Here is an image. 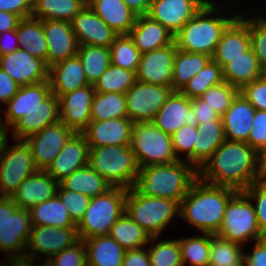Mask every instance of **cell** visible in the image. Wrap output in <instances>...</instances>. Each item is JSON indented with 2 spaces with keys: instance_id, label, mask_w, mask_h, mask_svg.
<instances>
[{
  "instance_id": "cell-34",
  "label": "cell",
  "mask_w": 266,
  "mask_h": 266,
  "mask_svg": "<svg viewBox=\"0 0 266 266\" xmlns=\"http://www.w3.org/2000/svg\"><path fill=\"white\" fill-rule=\"evenodd\" d=\"M19 49L35 58L42 59L47 65L48 47L43 30V21L33 17L22 18L17 25Z\"/></svg>"
},
{
  "instance_id": "cell-68",
  "label": "cell",
  "mask_w": 266,
  "mask_h": 266,
  "mask_svg": "<svg viewBox=\"0 0 266 266\" xmlns=\"http://www.w3.org/2000/svg\"><path fill=\"white\" fill-rule=\"evenodd\" d=\"M261 164H262V167H263L264 171L266 172V149L261 154Z\"/></svg>"
},
{
  "instance_id": "cell-3",
  "label": "cell",
  "mask_w": 266,
  "mask_h": 266,
  "mask_svg": "<svg viewBox=\"0 0 266 266\" xmlns=\"http://www.w3.org/2000/svg\"><path fill=\"white\" fill-rule=\"evenodd\" d=\"M220 9V5L212 0L203 5L174 35L177 49L190 53H203L212 57L224 30L239 15L237 12L232 16H224Z\"/></svg>"
},
{
  "instance_id": "cell-50",
  "label": "cell",
  "mask_w": 266,
  "mask_h": 266,
  "mask_svg": "<svg viewBox=\"0 0 266 266\" xmlns=\"http://www.w3.org/2000/svg\"><path fill=\"white\" fill-rule=\"evenodd\" d=\"M198 134L197 126L185 124L171 136L172 148L178 160H184L194 166V143Z\"/></svg>"
},
{
  "instance_id": "cell-6",
  "label": "cell",
  "mask_w": 266,
  "mask_h": 266,
  "mask_svg": "<svg viewBox=\"0 0 266 266\" xmlns=\"http://www.w3.org/2000/svg\"><path fill=\"white\" fill-rule=\"evenodd\" d=\"M125 212L150 237H160L172 219L180 216V203L171 198L144 196L132 187L127 189Z\"/></svg>"
},
{
  "instance_id": "cell-33",
  "label": "cell",
  "mask_w": 266,
  "mask_h": 266,
  "mask_svg": "<svg viewBox=\"0 0 266 266\" xmlns=\"http://www.w3.org/2000/svg\"><path fill=\"white\" fill-rule=\"evenodd\" d=\"M223 79L239 90L264 75V69L259 65L252 47L242 53L223 68Z\"/></svg>"
},
{
  "instance_id": "cell-12",
  "label": "cell",
  "mask_w": 266,
  "mask_h": 266,
  "mask_svg": "<svg viewBox=\"0 0 266 266\" xmlns=\"http://www.w3.org/2000/svg\"><path fill=\"white\" fill-rule=\"evenodd\" d=\"M79 240L77 226H32L25 255L36 262H42L40 257L44 255L47 261Z\"/></svg>"
},
{
  "instance_id": "cell-18",
  "label": "cell",
  "mask_w": 266,
  "mask_h": 266,
  "mask_svg": "<svg viewBox=\"0 0 266 266\" xmlns=\"http://www.w3.org/2000/svg\"><path fill=\"white\" fill-rule=\"evenodd\" d=\"M0 68L9 74L19 86L48 81L49 68L46 62L21 49L1 55Z\"/></svg>"
},
{
  "instance_id": "cell-61",
  "label": "cell",
  "mask_w": 266,
  "mask_h": 266,
  "mask_svg": "<svg viewBox=\"0 0 266 266\" xmlns=\"http://www.w3.org/2000/svg\"><path fill=\"white\" fill-rule=\"evenodd\" d=\"M122 266H151L147 246L126 250Z\"/></svg>"
},
{
  "instance_id": "cell-30",
  "label": "cell",
  "mask_w": 266,
  "mask_h": 266,
  "mask_svg": "<svg viewBox=\"0 0 266 266\" xmlns=\"http://www.w3.org/2000/svg\"><path fill=\"white\" fill-rule=\"evenodd\" d=\"M129 36L141 54L170 45L174 35L148 15H138Z\"/></svg>"
},
{
  "instance_id": "cell-31",
  "label": "cell",
  "mask_w": 266,
  "mask_h": 266,
  "mask_svg": "<svg viewBox=\"0 0 266 266\" xmlns=\"http://www.w3.org/2000/svg\"><path fill=\"white\" fill-rule=\"evenodd\" d=\"M87 5L118 35L129 34L138 16L123 0H87Z\"/></svg>"
},
{
  "instance_id": "cell-13",
  "label": "cell",
  "mask_w": 266,
  "mask_h": 266,
  "mask_svg": "<svg viewBox=\"0 0 266 266\" xmlns=\"http://www.w3.org/2000/svg\"><path fill=\"white\" fill-rule=\"evenodd\" d=\"M173 92L172 88L136 81L125 93L127 117L133 122H152Z\"/></svg>"
},
{
  "instance_id": "cell-62",
  "label": "cell",
  "mask_w": 266,
  "mask_h": 266,
  "mask_svg": "<svg viewBox=\"0 0 266 266\" xmlns=\"http://www.w3.org/2000/svg\"><path fill=\"white\" fill-rule=\"evenodd\" d=\"M19 49L16 29L0 34V56L10 54Z\"/></svg>"
},
{
  "instance_id": "cell-69",
  "label": "cell",
  "mask_w": 266,
  "mask_h": 266,
  "mask_svg": "<svg viewBox=\"0 0 266 266\" xmlns=\"http://www.w3.org/2000/svg\"><path fill=\"white\" fill-rule=\"evenodd\" d=\"M40 264H38V266H51L49 265L45 260L42 261V263L39 261Z\"/></svg>"
},
{
  "instance_id": "cell-48",
  "label": "cell",
  "mask_w": 266,
  "mask_h": 266,
  "mask_svg": "<svg viewBox=\"0 0 266 266\" xmlns=\"http://www.w3.org/2000/svg\"><path fill=\"white\" fill-rule=\"evenodd\" d=\"M160 237H151L148 248L151 266H183L178 238L172 240H158ZM158 242H155L157 241ZM154 243V244H153Z\"/></svg>"
},
{
  "instance_id": "cell-21",
  "label": "cell",
  "mask_w": 266,
  "mask_h": 266,
  "mask_svg": "<svg viewBox=\"0 0 266 266\" xmlns=\"http://www.w3.org/2000/svg\"><path fill=\"white\" fill-rule=\"evenodd\" d=\"M152 123L165 134L173 135L183 125L197 126L191 108V99L180 91H173L155 115Z\"/></svg>"
},
{
  "instance_id": "cell-27",
  "label": "cell",
  "mask_w": 266,
  "mask_h": 266,
  "mask_svg": "<svg viewBox=\"0 0 266 266\" xmlns=\"http://www.w3.org/2000/svg\"><path fill=\"white\" fill-rule=\"evenodd\" d=\"M59 183L45 170H39L27 177L12 195L18 208L30 210L57 194Z\"/></svg>"
},
{
  "instance_id": "cell-45",
  "label": "cell",
  "mask_w": 266,
  "mask_h": 266,
  "mask_svg": "<svg viewBox=\"0 0 266 266\" xmlns=\"http://www.w3.org/2000/svg\"><path fill=\"white\" fill-rule=\"evenodd\" d=\"M224 82L222 67L212 59L180 91L189 99L202 96L209 88Z\"/></svg>"
},
{
  "instance_id": "cell-20",
  "label": "cell",
  "mask_w": 266,
  "mask_h": 266,
  "mask_svg": "<svg viewBox=\"0 0 266 266\" xmlns=\"http://www.w3.org/2000/svg\"><path fill=\"white\" fill-rule=\"evenodd\" d=\"M43 30L48 47V68L77 55L79 44L70 22L43 20Z\"/></svg>"
},
{
  "instance_id": "cell-38",
  "label": "cell",
  "mask_w": 266,
  "mask_h": 266,
  "mask_svg": "<svg viewBox=\"0 0 266 266\" xmlns=\"http://www.w3.org/2000/svg\"><path fill=\"white\" fill-rule=\"evenodd\" d=\"M86 5L87 0H33L31 17L71 22Z\"/></svg>"
},
{
  "instance_id": "cell-49",
  "label": "cell",
  "mask_w": 266,
  "mask_h": 266,
  "mask_svg": "<svg viewBox=\"0 0 266 266\" xmlns=\"http://www.w3.org/2000/svg\"><path fill=\"white\" fill-rule=\"evenodd\" d=\"M238 94V88L224 81L209 88L200 98L221 117Z\"/></svg>"
},
{
  "instance_id": "cell-22",
  "label": "cell",
  "mask_w": 266,
  "mask_h": 266,
  "mask_svg": "<svg viewBox=\"0 0 266 266\" xmlns=\"http://www.w3.org/2000/svg\"><path fill=\"white\" fill-rule=\"evenodd\" d=\"M133 124L128 117L90 121L82 133L86 137L89 148L130 145Z\"/></svg>"
},
{
  "instance_id": "cell-5",
  "label": "cell",
  "mask_w": 266,
  "mask_h": 266,
  "mask_svg": "<svg viewBox=\"0 0 266 266\" xmlns=\"http://www.w3.org/2000/svg\"><path fill=\"white\" fill-rule=\"evenodd\" d=\"M88 165L112 186L133 187L139 165L130 145L89 148Z\"/></svg>"
},
{
  "instance_id": "cell-10",
  "label": "cell",
  "mask_w": 266,
  "mask_h": 266,
  "mask_svg": "<svg viewBox=\"0 0 266 266\" xmlns=\"http://www.w3.org/2000/svg\"><path fill=\"white\" fill-rule=\"evenodd\" d=\"M8 137L0 146V197H12L27 177L39 171L25 141L10 146Z\"/></svg>"
},
{
  "instance_id": "cell-60",
  "label": "cell",
  "mask_w": 266,
  "mask_h": 266,
  "mask_svg": "<svg viewBox=\"0 0 266 266\" xmlns=\"http://www.w3.org/2000/svg\"><path fill=\"white\" fill-rule=\"evenodd\" d=\"M20 86L0 68V103L7 102L18 92ZM1 105V104H0Z\"/></svg>"
},
{
  "instance_id": "cell-51",
  "label": "cell",
  "mask_w": 266,
  "mask_h": 266,
  "mask_svg": "<svg viewBox=\"0 0 266 266\" xmlns=\"http://www.w3.org/2000/svg\"><path fill=\"white\" fill-rule=\"evenodd\" d=\"M249 31L251 47L259 65L266 68V16L259 15L249 17Z\"/></svg>"
},
{
  "instance_id": "cell-56",
  "label": "cell",
  "mask_w": 266,
  "mask_h": 266,
  "mask_svg": "<svg viewBox=\"0 0 266 266\" xmlns=\"http://www.w3.org/2000/svg\"><path fill=\"white\" fill-rule=\"evenodd\" d=\"M247 143L260 155L266 149V111L256 110Z\"/></svg>"
},
{
  "instance_id": "cell-70",
  "label": "cell",
  "mask_w": 266,
  "mask_h": 266,
  "mask_svg": "<svg viewBox=\"0 0 266 266\" xmlns=\"http://www.w3.org/2000/svg\"><path fill=\"white\" fill-rule=\"evenodd\" d=\"M261 239L266 243V233L264 235H262Z\"/></svg>"
},
{
  "instance_id": "cell-66",
  "label": "cell",
  "mask_w": 266,
  "mask_h": 266,
  "mask_svg": "<svg viewBox=\"0 0 266 266\" xmlns=\"http://www.w3.org/2000/svg\"><path fill=\"white\" fill-rule=\"evenodd\" d=\"M5 223V197H0V229Z\"/></svg>"
},
{
  "instance_id": "cell-26",
  "label": "cell",
  "mask_w": 266,
  "mask_h": 266,
  "mask_svg": "<svg viewBox=\"0 0 266 266\" xmlns=\"http://www.w3.org/2000/svg\"><path fill=\"white\" fill-rule=\"evenodd\" d=\"M51 94L49 81L38 84L20 86L18 92L7 102L3 109L5 117L0 114V120L6 132L27 112L39 106Z\"/></svg>"
},
{
  "instance_id": "cell-42",
  "label": "cell",
  "mask_w": 266,
  "mask_h": 266,
  "mask_svg": "<svg viewBox=\"0 0 266 266\" xmlns=\"http://www.w3.org/2000/svg\"><path fill=\"white\" fill-rule=\"evenodd\" d=\"M245 246L210 233L209 266H239L243 264Z\"/></svg>"
},
{
  "instance_id": "cell-25",
  "label": "cell",
  "mask_w": 266,
  "mask_h": 266,
  "mask_svg": "<svg viewBox=\"0 0 266 266\" xmlns=\"http://www.w3.org/2000/svg\"><path fill=\"white\" fill-rule=\"evenodd\" d=\"M70 23L79 45L109 48L118 35L88 5Z\"/></svg>"
},
{
  "instance_id": "cell-1",
  "label": "cell",
  "mask_w": 266,
  "mask_h": 266,
  "mask_svg": "<svg viewBox=\"0 0 266 266\" xmlns=\"http://www.w3.org/2000/svg\"><path fill=\"white\" fill-rule=\"evenodd\" d=\"M197 171L203 182L238 191L266 177L261 155L256 150L248 143L227 139Z\"/></svg>"
},
{
  "instance_id": "cell-2",
  "label": "cell",
  "mask_w": 266,
  "mask_h": 266,
  "mask_svg": "<svg viewBox=\"0 0 266 266\" xmlns=\"http://www.w3.org/2000/svg\"><path fill=\"white\" fill-rule=\"evenodd\" d=\"M237 192L234 188L213 185L197 178L180 203V218L201 233L216 234L226 206Z\"/></svg>"
},
{
  "instance_id": "cell-40",
  "label": "cell",
  "mask_w": 266,
  "mask_h": 266,
  "mask_svg": "<svg viewBox=\"0 0 266 266\" xmlns=\"http://www.w3.org/2000/svg\"><path fill=\"white\" fill-rule=\"evenodd\" d=\"M109 236L125 250L146 247L151 239L126 212L113 224Z\"/></svg>"
},
{
  "instance_id": "cell-44",
  "label": "cell",
  "mask_w": 266,
  "mask_h": 266,
  "mask_svg": "<svg viewBox=\"0 0 266 266\" xmlns=\"http://www.w3.org/2000/svg\"><path fill=\"white\" fill-rule=\"evenodd\" d=\"M183 266H209L210 233L178 238Z\"/></svg>"
},
{
  "instance_id": "cell-52",
  "label": "cell",
  "mask_w": 266,
  "mask_h": 266,
  "mask_svg": "<svg viewBox=\"0 0 266 266\" xmlns=\"http://www.w3.org/2000/svg\"><path fill=\"white\" fill-rule=\"evenodd\" d=\"M243 192L250 198L254 206L260 233L264 235L266 233V177L254 182Z\"/></svg>"
},
{
  "instance_id": "cell-17",
  "label": "cell",
  "mask_w": 266,
  "mask_h": 266,
  "mask_svg": "<svg viewBox=\"0 0 266 266\" xmlns=\"http://www.w3.org/2000/svg\"><path fill=\"white\" fill-rule=\"evenodd\" d=\"M94 85L76 89L59 97L60 120L75 133H82L91 121Z\"/></svg>"
},
{
  "instance_id": "cell-53",
  "label": "cell",
  "mask_w": 266,
  "mask_h": 266,
  "mask_svg": "<svg viewBox=\"0 0 266 266\" xmlns=\"http://www.w3.org/2000/svg\"><path fill=\"white\" fill-rule=\"evenodd\" d=\"M57 195L66 207L71 219L78 224L83 218L91 198L82 193L63 189L60 185L57 188Z\"/></svg>"
},
{
  "instance_id": "cell-29",
  "label": "cell",
  "mask_w": 266,
  "mask_h": 266,
  "mask_svg": "<svg viewBox=\"0 0 266 266\" xmlns=\"http://www.w3.org/2000/svg\"><path fill=\"white\" fill-rule=\"evenodd\" d=\"M256 109L240 93L221 116L225 138L247 143Z\"/></svg>"
},
{
  "instance_id": "cell-39",
  "label": "cell",
  "mask_w": 266,
  "mask_h": 266,
  "mask_svg": "<svg viewBox=\"0 0 266 266\" xmlns=\"http://www.w3.org/2000/svg\"><path fill=\"white\" fill-rule=\"evenodd\" d=\"M211 59V56L203 53H190L176 49L172 74L173 91H181Z\"/></svg>"
},
{
  "instance_id": "cell-24",
  "label": "cell",
  "mask_w": 266,
  "mask_h": 266,
  "mask_svg": "<svg viewBox=\"0 0 266 266\" xmlns=\"http://www.w3.org/2000/svg\"><path fill=\"white\" fill-rule=\"evenodd\" d=\"M60 120L59 98L51 93L39 106L27 112L9 130L11 139L25 140Z\"/></svg>"
},
{
  "instance_id": "cell-14",
  "label": "cell",
  "mask_w": 266,
  "mask_h": 266,
  "mask_svg": "<svg viewBox=\"0 0 266 266\" xmlns=\"http://www.w3.org/2000/svg\"><path fill=\"white\" fill-rule=\"evenodd\" d=\"M74 133L59 120L24 140L31 150L38 170H47Z\"/></svg>"
},
{
  "instance_id": "cell-37",
  "label": "cell",
  "mask_w": 266,
  "mask_h": 266,
  "mask_svg": "<svg viewBox=\"0 0 266 266\" xmlns=\"http://www.w3.org/2000/svg\"><path fill=\"white\" fill-rule=\"evenodd\" d=\"M29 212L32 226H77L57 194L41 204L34 205Z\"/></svg>"
},
{
  "instance_id": "cell-23",
  "label": "cell",
  "mask_w": 266,
  "mask_h": 266,
  "mask_svg": "<svg viewBox=\"0 0 266 266\" xmlns=\"http://www.w3.org/2000/svg\"><path fill=\"white\" fill-rule=\"evenodd\" d=\"M89 145L83 133H74L57 154L47 172L59 183L74 171L88 165Z\"/></svg>"
},
{
  "instance_id": "cell-47",
  "label": "cell",
  "mask_w": 266,
  "mask_h": 266,
  "mask_svg": "<svg viewBox=\"0 0 266 266\" xmlns=\"http://www.w3.org/2000/svg\"><path fill=\"white\" fill-rule=\"evenodd\" d=\"M111 64L136 72L141 53L129 34L117 35L109 46Z\"/></svg>"
},
{
  "instance_id": "cell-35",
  "label": "cell",
  "mask_w": 266,
  "mask_h": 266,
  "mask_svg": "<svg viewBox=\"0 0 266 266\" xmlns=\"http://www.w3.org/2000/svg\"><path fill=\"white\" fill-rule=\"evenodd\" d=\"M194 143V167L198 170L226 140L222 118L197 125Z\"/></svg>"
},
{
  "instance_id": "cell-43",
  "label": "cell",
  "mask_w": 266,
  "mask_h": 266,
  "mask_svg": "<svg viewBox=\"0 0 266 266\" xmlns=\"http://www.w3.org/2000/svg\"><path fill=\"white\" fill-rule=\"evenodd\" d=\"M127 117L126 98L123 93L96 92L91 104V121Z\"/></svg>"
},
{
  "instance_id": "cell-7",
  "label": "cell",
  "mask_w": 266,
  "mask_h": 266,
  "mask_svg": "<svg viewBox=\"0 0 266 266\" xmlns=\"http://www.w3.org/2000/svg\"><path fill=\"white\" fill-rule=\"evenodd\" d=\"M127 189L112 187L106 193L91 198L83 218L77 224L79 238L85 240L109 235L113 224L126 210Z\"/></svg>"
},
{
  "instance_id": "cell-15",
  "label": "cell",
  "mask_w": 266,
  "mask_h": 266,
  "mask_svg": "<svg viewBox=\"0 0 266 266\" xmlns=\"http://www.w3.org/2000/svg\"><path fill=\"white\" fill-rule=\"evenodd\" d=\"M176 49L173 41L170 45L141 54L136 80L172 88Z\"/></svg>"
},
{
  "instance_id": "cell-67",
  "label": "cell",
  "mask_w": 266,
  "mask_h": 266,
  "mask_svg": "<svg viewBox=\"0 0 266 266\" xmlns=\"http://www.w3.org/2000/svg\"><path fill=\"white\" fill-rule=\"evenodd\" d=\"M7 132L4 130L2 122L0 120V146L3 142V140L7 137Z\"/></svg>"
},
{
  "instance_id": "cell-9",
  "label": "cell",
  "mask_w": 266,
  "mask_h": 266,
  "mask_svg": "<svg viewBox=\"0 0 266 266\" xmlns=\"http://www.w3.org/2000/svg\"><path fill=\"white\" fill-rule=\"evenodd\" d=\"M216 235L242 246L247 241L255 242L262 238L254 206L243 191H238L228 202Z\"/></svg>"
},
{
  "instance_id": "cell-55",
  "label": "cell",
  "mask_w": 266,
  "mask_h": 266,
  "mask_svg": "<svg viewBox=\"0 0 266 266\" xmlns=\"http://www.w3.org/2000/svg\"><path fill=\"white\" fill-rule=\"evenodd\" d=\"M239 93L256 109L266 111V76L243 86Z\"/></svg>"
},
{
  "instance_id": "cell-65",
  "label": "cell",
  "mask_w": 266,
  "mask_h": 266,
  "mask_svg": "<svg viewBox=\"0 0 266 266\" xmlns=\"http://www.w3.org/2000/svg\"><path fill=\"white\" fill-rule=\"evenodd\" d=\"M4 260L5 262L3 261L1 266H37L34 265L36 261L26 255L5 257Z\"/></svg>"
},
{
  "instance_id": "cell-36",
  "label": "cell",
  "mask_w": 266,
  "mask_h": 266,
  "mask_svg": "<svg viewBox=\"0 0 266 266\" xmlns=\"http://www.w3.org/2000/svg\"><path fill=\"white\" fill-rule=\"evenodd\" d=\"M66 190L82 193L90 198L106 193L112 186L89 165L74 171L59 182Z\"/></svg>"
},
{
  "instance_id": "cell-63",
  "label": "cell",
  "mask_w": 266,
  "mask_h": 266,
  "mask_svg": "<svg viewBox=\"0 0 266 266\" xmlns=\"http://www.w3.org/2000/svg\"><path fill=\"white\" fill-rule=\"evenodd\" d=\"M21 18L11 12L0 11V34L17 28Z\"/></svg>"
},
{
  "instance_id": "cell-54",
  "label": "cell",
  "mask_w": 266,
  "mask_h": 266,
  "mask_svg": "<svg viewBox=\"0 0 266 266\" xmlns=\"http://www.w3.org/2000/svg\"><path fill=\"white\" fill-rule=\"evenodd\" d=\"M46 262L51 266H88L83 240L80 239L72 246L52 256Z\"/></svg>"
},
{
  "instance_id": "cell-16",
  "label": "cell",
  "mask_w": 266,
  "mask_h": 266,
  "mask_svg": "<svg viewBox=\"0 0 266 266\" xmlns=\"http://www.w3.org/2000/svg\"><path fill=\"white\" fill-rule=\"evenodd\" d=\"M209 0H152L148 16L175 35Z\"/></svg>"
},
{
  "instance_id": "cell-11",
  "label": "cell",
  "mask_w": 266,
  "mask_h": 266,
  "mask_svg": "<svg viewBox=\"0 0 266 266\" xmlns=\"http://www.w3.org/2000/svg\"><path fill=\"white\" fill-rule=\"evenodd\" d=\"M30 212L5 197V223L0 229V251L6 257L23 256L31 231Z\"/></svg>"
},
{
  "instance_id": "cell-59",
  "label": "cell",
  "mask_w": 266,
  "mask_h": 266,
  "mask_svg": "<svg viewBox=\"0 0 266 266\" xmlns=\"http://www.w3.org/2000/svg\"><path fill=\"white\" fill-rule=\"evenodd\" d=\"M253 246L249 254L244 252V265L266 266V243L260 239L255 241Z\"/></svg>"
},
{
  "instance_id": "cell-8",
  "label": "cell",
  "mask_w": 266,
  "mask_h": 266,
  "mask_svg": "<svg viewBox=\"0 0 266 266\" xmlns=\"http://www.w3.org/2000/svg\"><path fill=\"white\" fill-rule=\"evenodd\" d=\"M130 147L139 168L178 161L172 148L171 135L165 134L152 122L133 124Z\"/></svg>"
},
{
  "instance_id": "cell-4",
  "label": "cell",
  "mask_w": 266,
  "mask_h": 266,
  "mask_svg": "<svg viewBox=\"0 0 266 266\" xmlns=\"http://www.w3.org/2000/svg\"><path fill=\"white\" fill-rule=\"evenodd\" d=\"M197 178L198 171L192 164L178 160L140 168L133 188L144 196L171 198L181 203Z\"/></svg>"
},
{
  "instance_id": "cell-28",
  "label": "cell",
  "mask_w": 266,
  "mask_h": 266,
  "mask_svg": "<svg viewBox=\"0 0 266 266\" xmlns=\"http://www.w3.org/2000/svg\"><path fill=\"white\" fill-rule=\"evenodd\" d=\"M48 81L56 97L89 85L78 55L49 68Z\"/></svg>"
},
{
  "instance_id": "cell-46",
  "label": "cell",
  "mask_w": 266,
  "mask_h": 266,
  "mask_svg": "<svg viewBox=\"0 0 266 266\" xmlns=\"http://www.w3.org/2000/svg\"><path fill=\"white\" fill-rule=\"evenodd\" d=\"M136 81V72L110 64L95 83L94 89L100 93L125 94Z\"/></svg>"
},
{
  "instance_id": "cell-57",
  "label": "cell",
  "mask_w": 266,
  "mask_h": 266,
  "mask_svg": "<svg viewBox=\"0 0 266 266\" xmlns=\"http://www.w3.org/2000/svg\"><path fill=\"white\" fill-rule=\"evenodd\" d=\"M33 0H0V11L11 12L21 19L32 15Z\"/></svg>"
},
{
  "instance_id": "cell-64",
  "label": "cell",
  "mask_w": 266,
  "mask_h": 266,
  "mask_svg": "<svg viewBox=\"0 0 266 266\" xmlns=\"http://www.w3.org/2000/svg\"><path fill=\"white\" fill-rule=\"evenodd\" d=\"M124 3L137 15H147L152 0H123Z\"/></svg>"
},
{
  "instance_id": "cell-19",
  "label": "cell",
  "mask_w": 266,
  "mask_h": 266,
  "mask_svg": "<svg viewBox=\"0 0 266 266\" xmlns=\"http://www.w3.org/2000/svg\"><path fill=\"white\" fill-rule=\"evenodd\" d=\"M244 16L246 15L239 13L227 26L211 57L222 68L251 48L249 18Z\"/></svg>"
},
{
  "instance_id": "cell-58",
  "label": "cell",
  "mask_w": 266,
  "mask_h": 266,
  "mask_svg": "<svg viewBox=\"0 0 266 266\" xmlns=\"http://www.w3.org/2000/svg\"><path fill=\"white\" fill-rule=\"evenodd\" d=\"M191 108L199 124L219 119L220 116L200 97L191 99Z\"/></svg>"
},
{
  "instance_id": "cell-41",
  "label": "cell",
  "mask_w": 266,
  "mask_h": 266,
  "mask_svg": "<svg viewBox=\"0 0 266 266\" xmlns=\"http://www.w3.org/2000/svg\"><path fill=\"white\" fill-rule=\"evenodd\" d=\"M78 57L89 85H95L102 73L110 66V49L97 45H79Z\"/></svg>"
},
{
  "instance_id": "cell-32",
  "label": "cell",
  "mask_w": 266,
  "mask_h": 266,
  "mask_svg": "<svg viewBox=\"0 0 266 266\" xmlns=\"http://www.w3.org/2000/svg\"><path fill=\"white\" fill-rule=\"evenodd\" d=\"M88 266H122L126 250L109 235L83 240Z\"/></svg>"
}]
</instances>
